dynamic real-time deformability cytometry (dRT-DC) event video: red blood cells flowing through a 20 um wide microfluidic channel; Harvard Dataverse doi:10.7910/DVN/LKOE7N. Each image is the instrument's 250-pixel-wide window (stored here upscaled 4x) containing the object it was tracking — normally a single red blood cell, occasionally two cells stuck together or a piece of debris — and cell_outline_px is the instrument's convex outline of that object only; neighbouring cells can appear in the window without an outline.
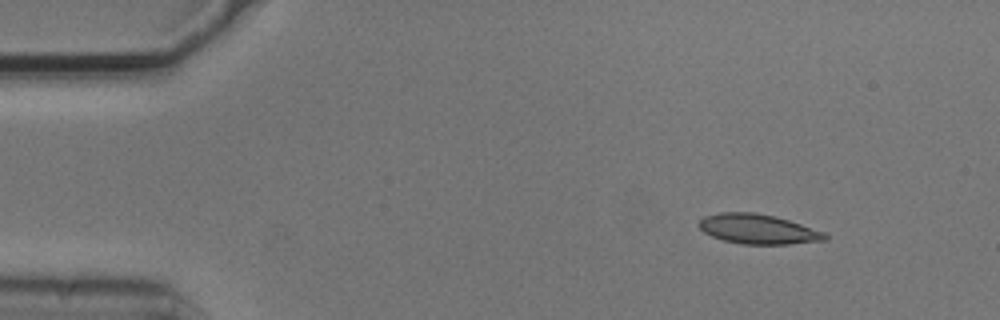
{"species": "common noctule bat (a hibernating species)", "species_latin": "Nyctalus noctula", "temperature_condition": "cold", "stored_images_in_passage": 5, "camera_frame_rate_fps": 3000, "um_per_image_px": 0.085, "animal": {"sex": "male", "body_mass_g": 20.5, "forearm_length_mm": 52.5}, "frame": {"image": 1, "passage_image": 1, "time_ms": 0.0, "image_size_px": [1000, 320], "cell_outline_px": [[828, 240], [788, 244], [744, 244], [724, 240], [712, 236], [704, 232], [696, 224], [704, 216], [720, 212], [756, 212], [776, 216], [824, 232], [828, 236]], "centroid_in_image_um": [64.42, 19.46], "position_along_channel_um": 20.6, "area_um2": 21.85}}
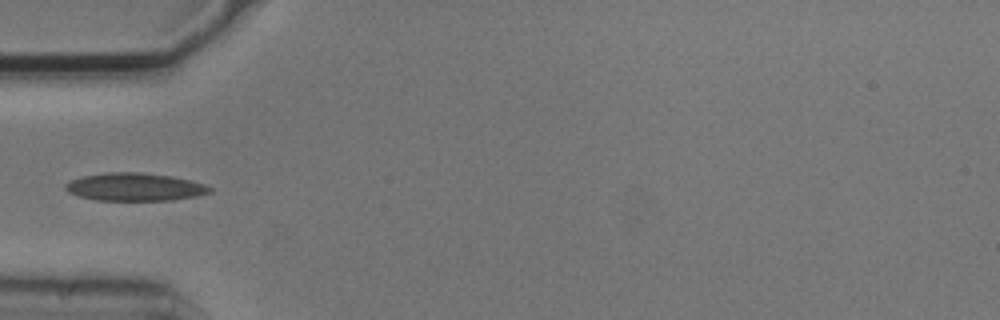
{"frame": {"image": 2, "passage_image": 4, "time_ms": 1.0, "image_size_px": [1000, 320], "cell_outline_px": [[212, 192], [196, 196], [172, 200], [96, 200], [80, 196], [68, 192], [64, 188], [64, 184], [72, 180], [84, 176], [108, 172], [140, 172], [172, 176], [192, 180], [204, 184], [212, 188]], "centroid_in_image_um": [11.48, 15.89], "position_along_channel_um": 73.5, "area_um2": 23.41}}
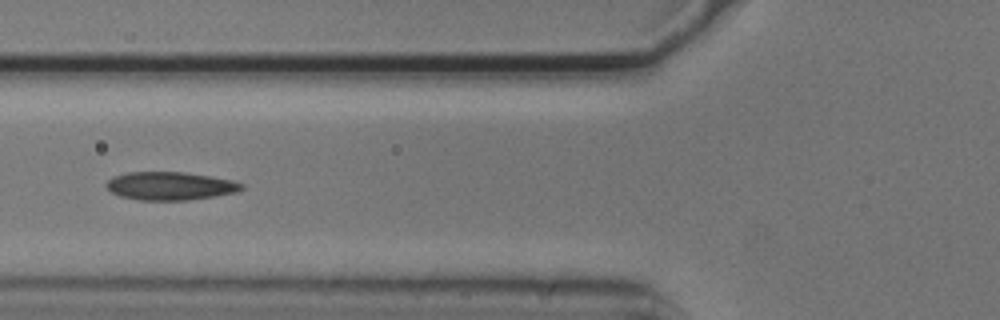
{"frame": {"image": 3, "passage_image": 5, "time_ms": 1.333, "image_size_px": [1000, 320], "cell_outline_px": [[244, 188], [236, 192], [216, 196], [184, 200], [140, 200], [120, 196], [112, 192], [104, 184], [112, 176], [128, 172], [184, 172], [232, 180], [244, 184]], "centroid_in_image_um": [14.45, 15.8], "position_along_channel_um": 111.4, "area_um2": 22.14}}